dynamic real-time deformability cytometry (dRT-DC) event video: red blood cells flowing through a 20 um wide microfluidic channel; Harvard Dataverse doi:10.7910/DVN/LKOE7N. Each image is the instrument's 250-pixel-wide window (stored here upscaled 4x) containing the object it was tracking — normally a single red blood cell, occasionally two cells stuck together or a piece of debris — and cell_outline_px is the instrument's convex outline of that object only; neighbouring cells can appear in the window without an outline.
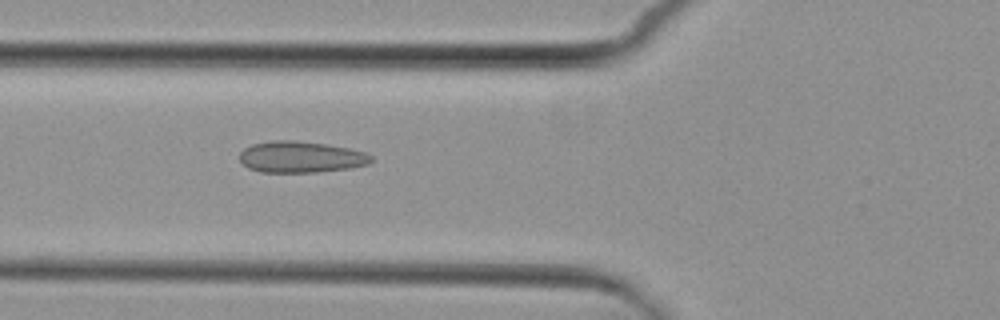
{"species": "common noctule bat (a hibernating species)", "species_latin": "Nyctalus noctula", "temperature_condition": "cold", "stored_images_in_passage": 5, "camera_frame_rate_fps": 3000, "um_per_image_px": 0.085, "animal": {"sex": "female", "body_mass_g": 29.2, "forearm_length_mm": 56.3}, "frame": {"image": 1, "passage_image": 5, "time_ms": 5.667, "image_size_px": [1000, 320], "cell_outline_px": [[372, 160], [368, 164], [348, 168], [316, 172], [260, 172], [248, 168], [240, 160], [240, 152], [244, 148], [252, 144], [272, 140], [296, 140], [324, 144], [348, 148], [364, 152], [372, 156]], "centroid_in_image_um": [25.54, 13.34], "position_along_channel_um": 100.3, "area_um2": 23.93}}